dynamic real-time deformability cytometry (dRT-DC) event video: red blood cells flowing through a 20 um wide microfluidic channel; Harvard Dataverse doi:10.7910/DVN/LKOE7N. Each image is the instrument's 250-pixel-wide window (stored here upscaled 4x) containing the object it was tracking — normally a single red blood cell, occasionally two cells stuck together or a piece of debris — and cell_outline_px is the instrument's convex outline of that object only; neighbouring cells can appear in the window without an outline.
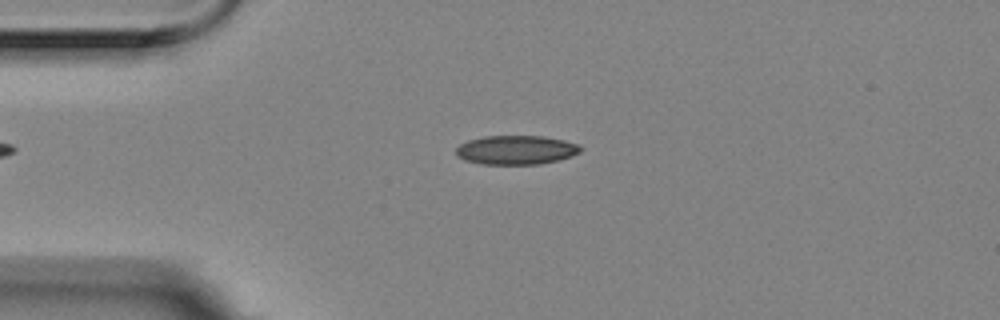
{"species": "Egyptian fruit bat (a non-hibernating species)", "species_latin": "Rousettus aegyptiacus", "temperature_condition": "room temperature", "stored_images_in_passage": 4, "camera_frame_rate_fps": 3000, "um_per_image_px": 0.085, "animal": {"sex": "female"}, "frame": {"image": 1, "passage_image": 3, "time_ms": 0.667, "image_size_px": [1000, 320], "cell_outline_px": [[584, 148], [580, 152], [572, 156], [540, 164], [480, 164], [464, 160], [456, 156], [456, 148], [460, 144], [468, 140], [484, 136], [544, 136], [564, 140], [580, 144]], "centroid_in_image_um": [43.88, 12.74], "position_along_channel_um": 41.1, "area_um2": 21.27}}